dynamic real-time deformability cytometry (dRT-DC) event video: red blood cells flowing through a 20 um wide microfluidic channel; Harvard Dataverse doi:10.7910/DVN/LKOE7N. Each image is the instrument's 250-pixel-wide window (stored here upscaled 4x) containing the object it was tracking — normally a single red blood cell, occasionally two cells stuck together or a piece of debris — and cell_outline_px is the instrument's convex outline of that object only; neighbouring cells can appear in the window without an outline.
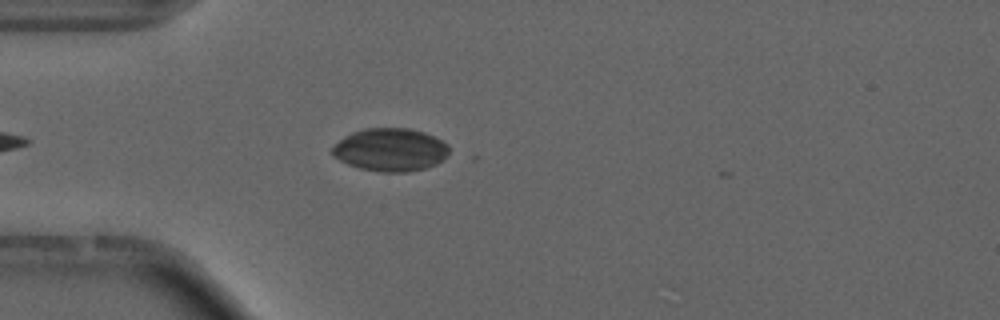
{"species": "common noctule bat (a hibernating species)", "species_latin": "Nyctalus noctula", "temperature_condition": "cold", "stored_images_in_passage": 27, "camera_frame_rate_fps": 3000, "um_per_image_px": 0.085, "animal": {"sex": "male", "forearm_length_mm": 52.5}, "frame": {"image": 1, "passage_image": 4, "time_ms": 1.0, "image_size_px": [1000, 320], "cell_outline_px": [[448, 156], [444, 160], [428, 168], [408, 172], [380, 172], [360, 168], [348, 164], [340, 160], [332, 152], [332, 148], [344, 136], [352, 132], [364, 128], [408, 128], [424, 132], [448, 144]], "centroid_in_image_um": [33.21, 12.73], "position_along_channel_um": 51.8, "area_um2": 29.25}, "authors_computed_cell_mechanics": {"area_um2": 19.2474, "velocity_mm_per_s": 3.7168, "shape_relaxation_time_tau1_ms": null, "shape_relaxation_time_tau2_ms": 2.4569, "deformation_change_tau1": null, "deformation_change_tau2": 0.1197}}